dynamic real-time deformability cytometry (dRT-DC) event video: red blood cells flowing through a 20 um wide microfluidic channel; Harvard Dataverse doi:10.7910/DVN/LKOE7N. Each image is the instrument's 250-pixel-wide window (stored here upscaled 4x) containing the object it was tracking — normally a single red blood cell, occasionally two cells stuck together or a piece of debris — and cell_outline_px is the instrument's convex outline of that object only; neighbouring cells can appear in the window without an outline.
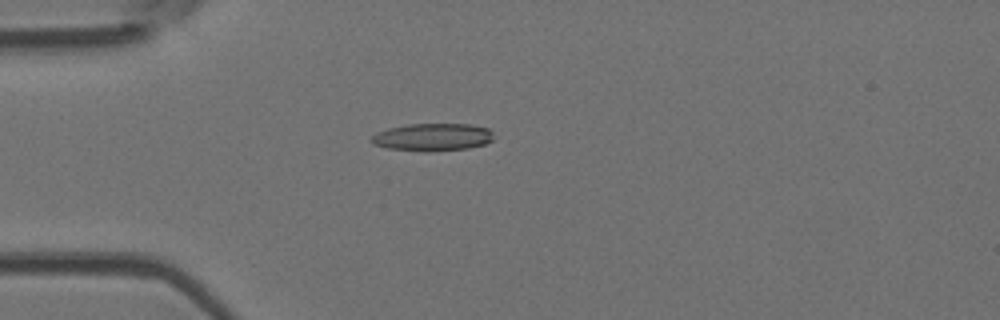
{"species": "Egyptian fruit bat (a non-hibernating species)", "species_latin": "Rousettus aegyptiacus", "temperature_condition": "room temperature", "stored_images_in_passage": 4, "camera_frame_rate_fps": 3000, "um_per_image_px": 0.085, "animal": {"sex": "female"}, "frame": {"image": 1, "passage_image": 3, "time_ms": 2.333, "image_size_px": [1000, 320], "cell_outline_px": [[496, 136], [492, 140], [484, 144], [468, 148], [432, 152], [424, 152], [388, 148], [372, 144], [368, 140], [376, 132], [388, 128], [408, 124], [472, 124], [488, 128]], "centroid_in_image_um": [36.76, 11.66], "position_along_channel_um": 48.2, "area_um2": 20.0}}